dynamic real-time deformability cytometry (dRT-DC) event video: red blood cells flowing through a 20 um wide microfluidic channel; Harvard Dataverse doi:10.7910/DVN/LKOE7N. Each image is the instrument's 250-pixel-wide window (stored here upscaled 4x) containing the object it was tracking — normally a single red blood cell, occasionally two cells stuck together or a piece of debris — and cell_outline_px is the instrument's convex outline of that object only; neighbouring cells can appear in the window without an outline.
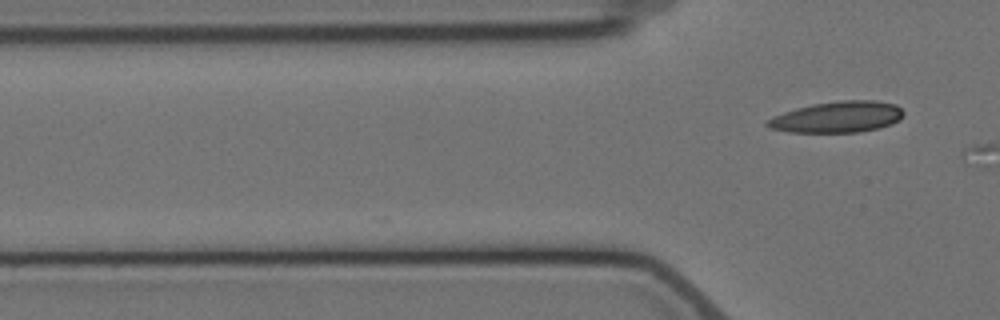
{"species": "Egyptian fruit bat (a non-hibernating species)", "species_latin": "Rousettus aegyptiacus", "temperature_condition": "cold", "stored_images_in_passage": 5, "camera_frame_rate_fps": 3000, "um_per_image_px": 0.085, "animal": {"sex": "female"}, "frame": {"image": 1, "passage_image": 5, "time_ms": 5.0, "image_size_px": [1000, 320], "cell_outline_px": [[904, 116], [900, 120], [892, 124], [880, 128], [860, 132], [788, 132], [768, 128], [764, 124], [764, 120], [772, 116], [796, 108], [812, 104], [840, 100], [872, 100], [896, 104], [904, 112]], "centroid_in_image_um": [71.16, 9.95], "position_along_channel_um": 54.6, "area_um2": 25.09}}